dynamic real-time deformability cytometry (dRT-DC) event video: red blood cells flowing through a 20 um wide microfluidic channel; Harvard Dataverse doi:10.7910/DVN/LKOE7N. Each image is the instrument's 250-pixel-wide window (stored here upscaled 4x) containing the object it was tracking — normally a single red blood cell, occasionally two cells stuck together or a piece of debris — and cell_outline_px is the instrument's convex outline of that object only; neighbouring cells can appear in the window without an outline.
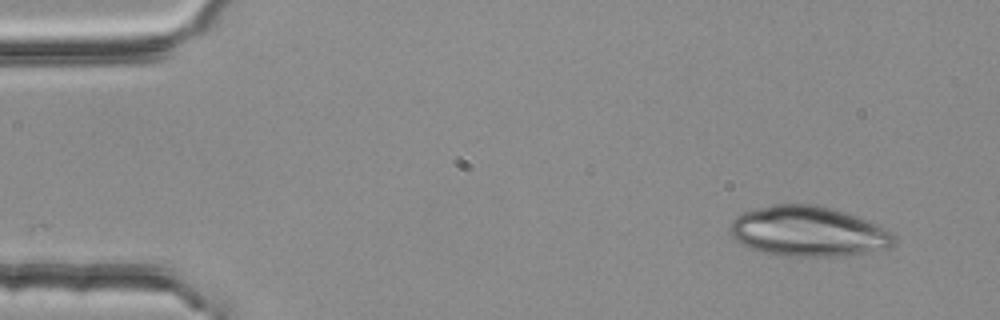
{"species": "common noctule bat (a hibernating species)", "species_latin": "Nyctalus noctula", "temperature_condition": "room temperature", "stored_images_in_passage": 4, "camera_frame_rate_fps": 3000, "um_per_image_px": 0.085, "animal": {"sex": "female", "body_mass_g": 25.1}, "frame": {"image": 1, "passage_image": 1, "time_ms": 0.0, "image_size_px": [1000, 320], "cell_outline_px": [[896, 244], [888, 248], [836, 256], [788, 256], [764, 252], [748, 248], [736, 240], [732, 236], [728, 228], [732, 220], [740, 212], [776, 204], [812, 204], [832, 208], [868, 220], [892, 232], [896, 236]], "centroid_in_image_um": [68.68, 19.66], "position_along_channel_um": 16.3, "area_um2": 47.86}}